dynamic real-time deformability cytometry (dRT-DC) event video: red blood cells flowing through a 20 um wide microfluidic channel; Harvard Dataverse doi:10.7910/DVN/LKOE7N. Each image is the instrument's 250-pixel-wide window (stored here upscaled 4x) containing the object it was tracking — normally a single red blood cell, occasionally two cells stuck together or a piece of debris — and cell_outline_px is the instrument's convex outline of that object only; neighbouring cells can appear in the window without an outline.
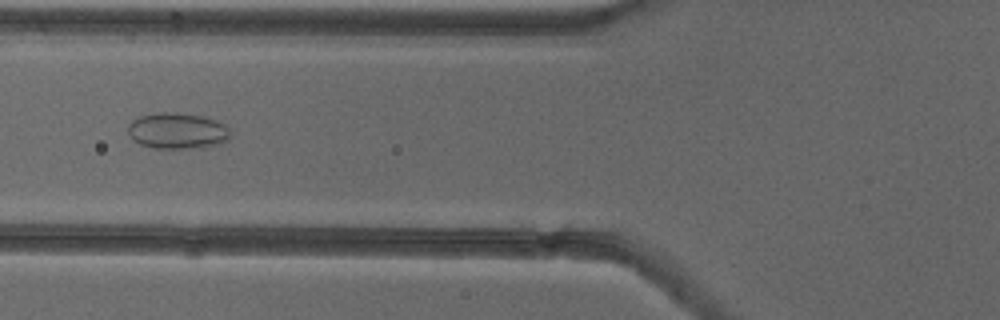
{"species": "common noctule bat (a hibernating species)", "species_latin": "Nyctalus noctula", "temperature_condition": "cold", "stored_images_in_passage": 53, "camera_frame_rate_fps": 3000, "um_per_image_px": 0.085, "animal": {"sex": "female"}, "frame": {"image": 1, "passage_image": 21, "time_ms": 6.667, "image_size_px": [1000, 320], "cell_outline_px": [[232, 136], [228, 140], [220, 144], [188, 148], [152, 148], [140, 144], [132, 140], [128, 132], [128, 124], [132, 120], [140, 116], [160, 112], [172, 112], [204, 116], [216, 120], [224, 124], [228, 128]], "centroid_in_image_um": [15.07, 11.12], "position_along_channel_um": 110.7, "area_um2": 21.62}}
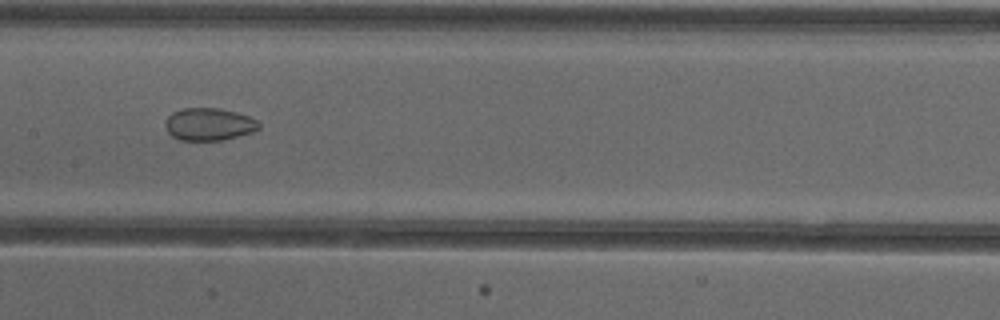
{"frame": {"image": 2, "passage_image": 27, "time_ms": 8.667, "image_size_px": [1000, 320], "cell_outline_px": [[260, 128], [252, 132], [220, 140], [180, 140], [172, 136], [168, 132], [164, 124], [164, 120], [172, 112], [184, 108], [220, 108], [236, 112], [248, 116], [256, 120], [260, 124]], "centroid_in_image_um": [17.73, 10.55], "position_along_channel_um": 189.7, "area_um2": 17.69}}
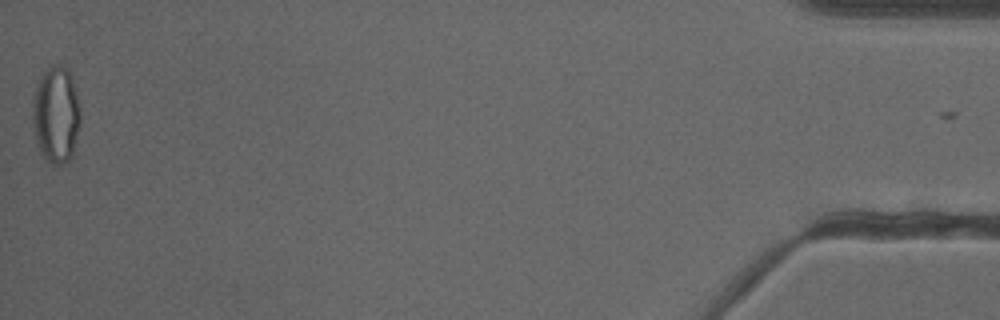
{"frame": {"image": 3, "passage_image": 53, "time_ms": 17.333, "image_size_px": [1000, 320], "cell_outline_px": [[80, 124], [72, 152], [68, 160], [64, 164], [52, 164], [40, 152], [36, 144], [32, 128], [32, 108], [36, 92], [40, 80], [44, 72], [52, 64], [60, 64], [72, 76], [80, 108]], "centroid_in_image_um": [4.76, 9.77], "position_along_channel_um": 430.4, "area_um2": 26.7}, "authors_computed_cell_mechanics": {"area_um2": 23.5824, "velocity_mm_per_s": 3.9141, "shape_relaxation_time_tau1_ms": null, "shape_relaxation_time_tau2_ms": 2.7453, "deformation_change_tau1": null, "deformation_change_tau2": 0.0669}}